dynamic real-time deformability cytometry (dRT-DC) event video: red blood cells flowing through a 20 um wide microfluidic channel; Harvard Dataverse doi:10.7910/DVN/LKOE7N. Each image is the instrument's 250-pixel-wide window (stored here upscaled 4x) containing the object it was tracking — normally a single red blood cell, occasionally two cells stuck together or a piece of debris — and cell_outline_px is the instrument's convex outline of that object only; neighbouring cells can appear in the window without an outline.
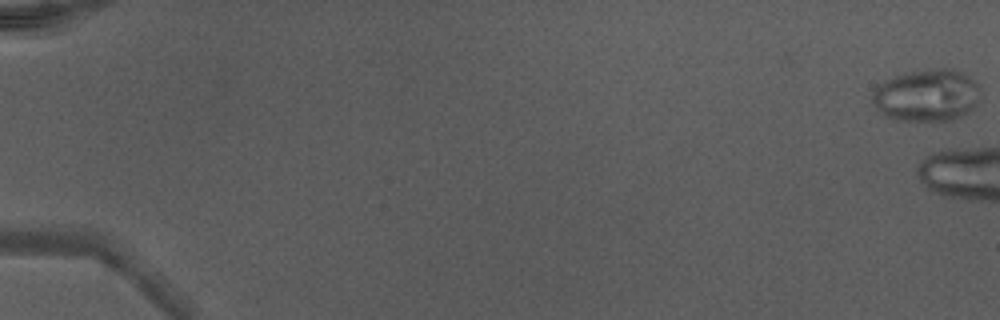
{"species": "Egyptian fruit bat (a non-hibernating species)", "species_latin": "Rousettus aegyptiacus", "temperature_condition": "warm", "stored_images_in_passage": 9, "camera_frame_rate_fps": 3000, "um_per_image_px": 0.085, "animal": {"sex": "male"}, "frame": {"image": 1, "passage_image": 1, "time_ms": 0.0, "image_size_px": [1000, 320], "cell_outline_px": [[980, 100], [964, 116], [952, 120], [896, 120], [884, 116], [872, 104], [872, 92], [880, 84], [904, 72], [940, 68], [948, 68], [960, 72], [968, 76], [980, 84]], "centroid_in_image_um": [78.8, 8.11], "position_along_channel_um": 6.2, "area_um2": 33.0}}